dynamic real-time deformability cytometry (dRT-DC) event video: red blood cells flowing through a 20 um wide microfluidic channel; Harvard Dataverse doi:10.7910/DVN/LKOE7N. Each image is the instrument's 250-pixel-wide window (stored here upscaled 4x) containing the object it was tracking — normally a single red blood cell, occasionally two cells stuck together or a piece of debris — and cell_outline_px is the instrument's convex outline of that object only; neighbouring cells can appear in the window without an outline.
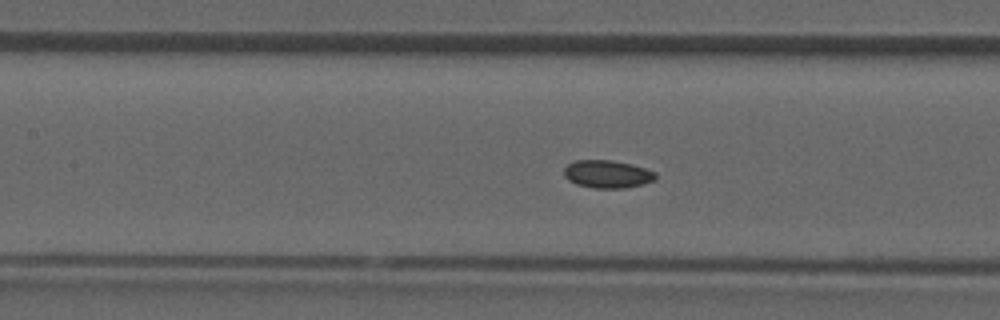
{"species": "common noctule bat (a hibernating species)", "species_latin": "Nyctalus noctula", "temperature_condition": "room temperature", "stored_images_in_passage": 47, "camera_frame_rate_fps": 3000, "um_per_image_px": 0.085, "animal": {"sex": "male", "forearm_length_mm": 52.5}, "frame": {"image": 1, "passage_image": 21, "time_ms": 6.667, "image_size_px": [1000, 320], "cell_outline_px": [[656, 180], [644, 184], [624, 188], [592, 188], [576, 184], [568, 180], [564, 176], [564, 168], [568, 164], [576, 160], [612, 160], [632, 164], [656, 172]], "centroid_in_image_um": [51.63, 14.8], "position_along_channel_um": 155.8, "area_um2": 14.97}}